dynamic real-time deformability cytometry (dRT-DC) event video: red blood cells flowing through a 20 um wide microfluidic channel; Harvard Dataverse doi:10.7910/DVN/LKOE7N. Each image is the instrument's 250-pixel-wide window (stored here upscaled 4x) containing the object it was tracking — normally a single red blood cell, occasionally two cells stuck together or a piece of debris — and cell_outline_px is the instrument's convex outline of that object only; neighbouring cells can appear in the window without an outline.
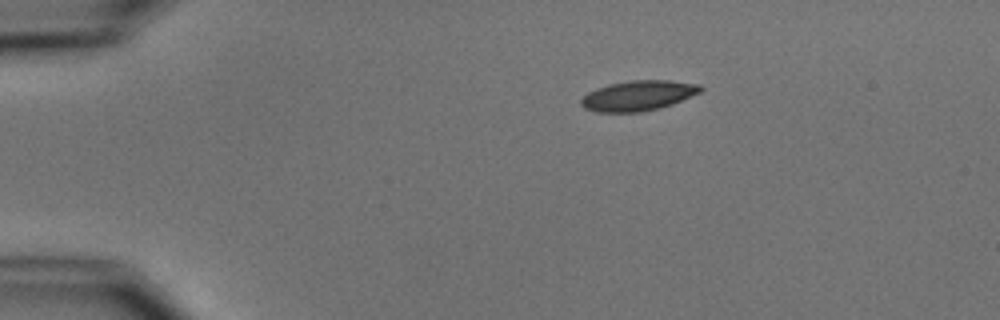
{"species": "common noctule bat (a hibernating species)", "species_latin": "Nyctalus noctula", "temperature_condition": "cold", "stored_images_in_passage": 4, "camera_frame_rate_fps": 3000, "um_per_image_px": 0.085, "animal": {"sex": "male", "body_mass_g": 15.6}, "frame": {"image": 1, "passage_image": 1, "time_ms": 0.0, "image_size_px": [1000, 320], "cell_outline_px": [[704, 88], [700, 92], [672, 104], [660, 108], [640, 112], [596, 112], [584, 108], [580, 104], [580, 100], [588, 92], [596, 88], [608, 84], [632, 80], [668, 80], [700, 84]], "centroid_in_image_um": [54.23, 8.12], "position_along_channel_um": 30.8, "area_um2": 21.04}}
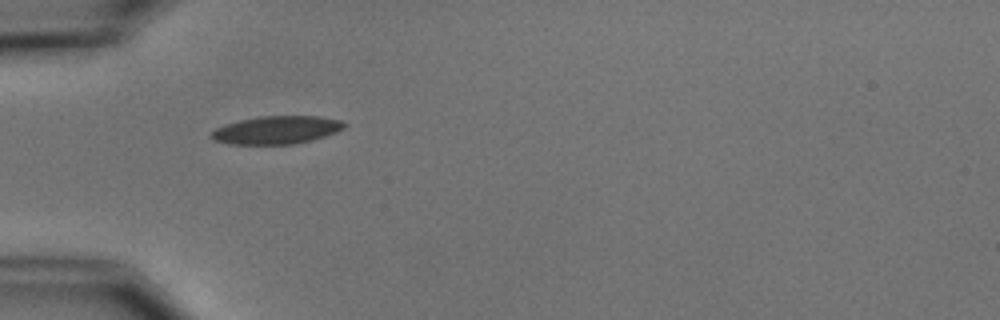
{"frame": {"image": 2, "passage_image": 3, "time_ms": 2.333, "image_size_px": [1000, 320], "cell_outline_px": [[348, 124], [344, 128], [336, 132], [312, 140], [292, 144], [228, 144], [212, 140], [208, 136], [208, 132], [216, 128], [240, 120], [260, 116], [320, 116], [340, 120]], "centroid_in_image_um": [23.48, 11.05], "position_along_channel_um": 61.5, "area_um2": 21.79}}